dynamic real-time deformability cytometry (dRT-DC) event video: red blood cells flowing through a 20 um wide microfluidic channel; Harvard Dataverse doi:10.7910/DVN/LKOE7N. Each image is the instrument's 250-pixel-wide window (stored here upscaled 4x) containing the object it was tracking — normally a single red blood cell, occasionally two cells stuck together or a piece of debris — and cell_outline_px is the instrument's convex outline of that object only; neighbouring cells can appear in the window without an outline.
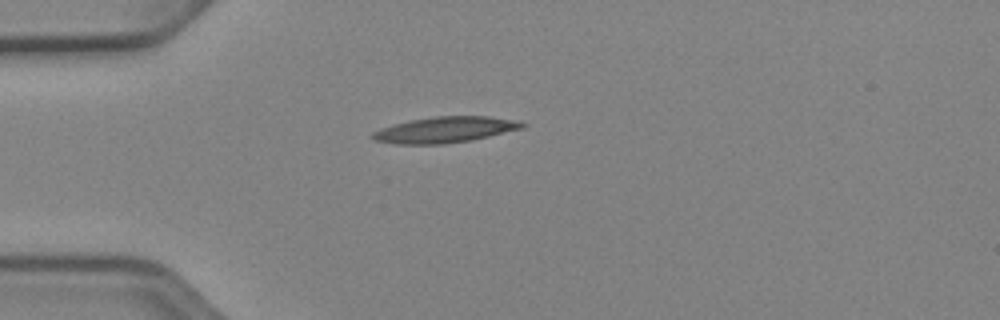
{"species": "Egyptian fruit bat (a non-hibernating species)", "species_latin": "Rousettus aegyptiacus", "temperature_condition": "cold", "stored_images_in_passage": 39, "camera_frame_rate_fps": 3000, "um_per_image_px": 0.085, "animal": {"sex": "female"}, "frame": {"image": 1, "passage_image": 1, "time_ms": 0.0, "image_size_px": [1000, 320], "cell_outline_px": [[528, 124], [524, 128], [488, 136], [468, 140], [444, 144], [396, 144], [376, 140], [372, 136], [372, 132], [380, 128], [408, 120], [432, 116], [488, 116], [516, 120]], "centroid_in_image_um": [37.83, 11.01], "position_along_channel_um": 47.2, "area_um2": 22.54}}
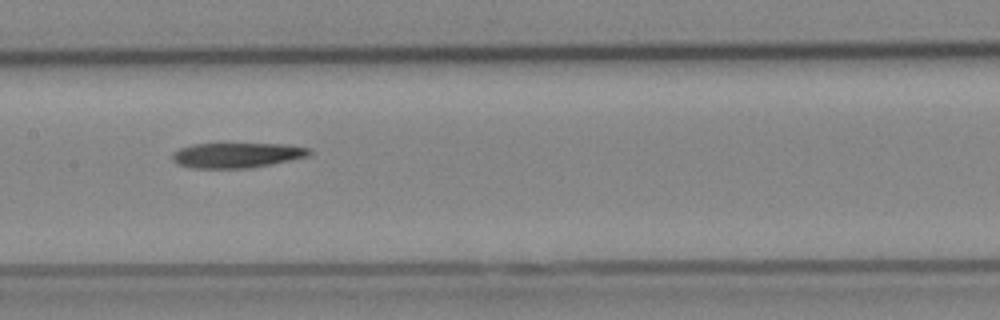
{"frame": {"image": 2, "passage_image": 13, "time_ms": 4.0, "image_size_px": [1000, 320], "cell_outline_px": [[312, 152], [308, 156], [252, 168], [192, 168], [176, 164], [172, 160], [172, 152], [180, 148], [192, 144], [284, 144], [312, 148]], "centroid_in_image_um": [20.11, 13.19], "position_along_channel_um": 187.3, "area_um2": 20.11}}
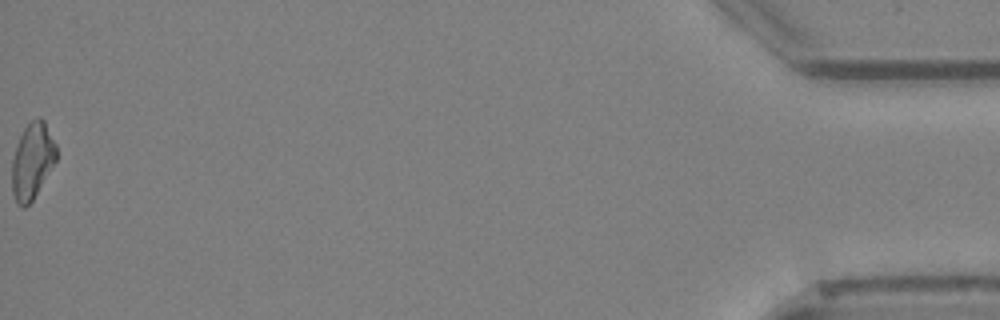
{"frame": {"image": 3, "passage_image": 39, "time_ms": 12.667, "image_size_px": [1000, 320], "cell_outline_px": [[56, 160], [32, 200], [24, 208], [16, 204], [12, 192], [12, 160], [16, 144], [24, 128], [36, 116], [40, 116], [44, 120], [56, 144]], "centroid_in_image_um": [2.73, 13.66], "position_along_channel_um": 432.5, "area_um2": 19.59}, "authors_computed_cell_mechanics": {"area_um2": 20.4034, "velocity_mm_per_s": 3.957, "shape_relaxation_time_tau1_ms": 10.7813, "shape_relaxation_time_tau2_ms": null, "deformation_change_tau1": 0.2253, "deformation_change_tau2": null}}